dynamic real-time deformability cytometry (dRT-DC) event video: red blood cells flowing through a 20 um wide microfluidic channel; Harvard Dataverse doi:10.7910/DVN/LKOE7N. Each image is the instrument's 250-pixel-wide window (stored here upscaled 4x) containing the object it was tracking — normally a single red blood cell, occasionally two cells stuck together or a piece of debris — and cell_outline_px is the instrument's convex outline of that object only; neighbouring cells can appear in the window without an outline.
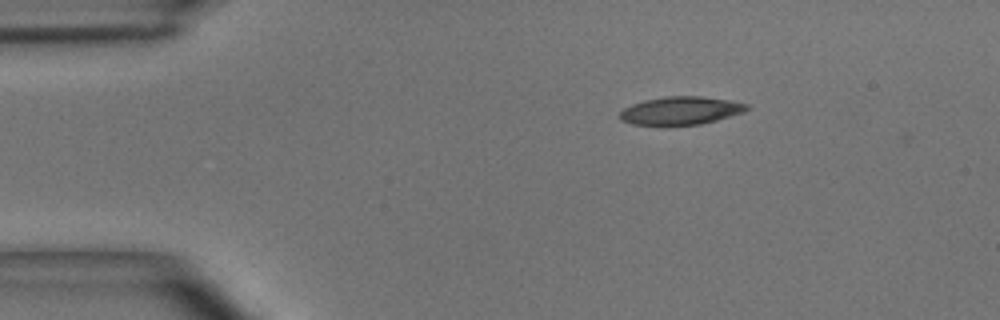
{"species": "common noctule bat (a hibernating species)", "species_latin": "Nyctalus noctula", "temperature_condition": "room temperature", "stored_images_in_passage": 42, "camera_frame_rate_fps": 3000, "um_per_image_px": 0.085, "animal": {"sex": "male", "body_mass_g": 15.6}, "frame": {"image": 1, "passage_image": 1, "time_ms": 0.0, "image_size_px": [1000, 320], "cell_outline_px": [[752, 108], [744, 112], [716, 120], [700, 124], [632, 124], [620, 120], [620, 112], [624, 108], [632, 104], [644, 100], [668, 96], [700, 96], [728, 100], [748, 104]], "centroid_in_image_um": [57.89, 9.39], "position_along_channel_um": 27.1, "area_um2": 20.46}}
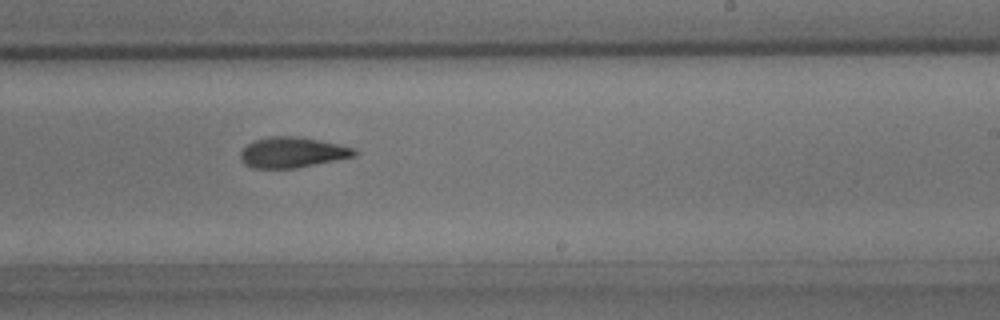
{"frame": {"image": 2, "passage_image": 23, "time_ms": 7.333, "image_size_px": [1000, 320], "cell_outline_px": [[360, 152], [356, 156], [296, 168], [252, 168], [244, 164], [240, 160], [240, 152], [248, 144], [256, 140], [272, 136], [300, 136], [320, 140], [356, 148]], "centroid_in_image_um": [24.88, 12.95], "position_along_channel_um": 264.1, "area_um2": 20.4}}
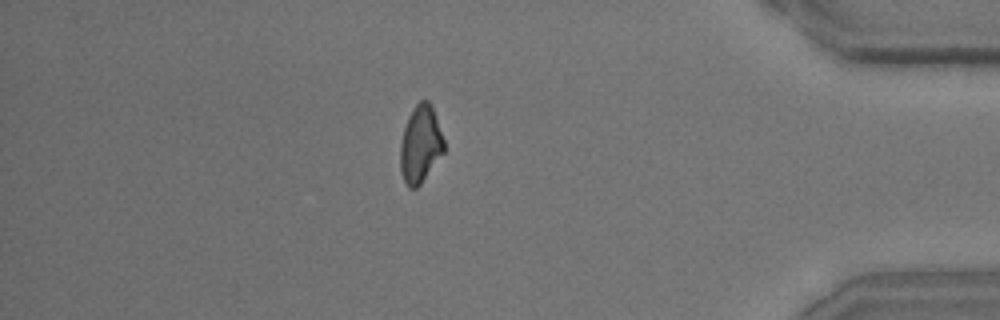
{"frame": {"image": 3, "passage_image": 36, "time_ms": 11.667, "image_size_px": [1000, 320], "cell_outline_px": [[444, 152], [420, 184], [416, 188], [408, 188], [400, 172], [400, 144], [404, 128], [408, 116], [416, 104], [420, 100], [428, 100], [432, 104], [444, 140]], "centroid_in_image_um": [35.73, 12.25], "position_along_channel_um": 399.5, "area_um2": 19.71}, "authors_computed_cell_mechanics": {"area_um2": 20.4901, "velocity_mm_per_s": 3.9898, "shape_relaxation_time_tau1_ms": 9.1279, "shape_relaxation_time_tau2_ms": 4.1134, "deformation_change_tau1": 0.2165, "deformation_change_tau2": 0.1093}}